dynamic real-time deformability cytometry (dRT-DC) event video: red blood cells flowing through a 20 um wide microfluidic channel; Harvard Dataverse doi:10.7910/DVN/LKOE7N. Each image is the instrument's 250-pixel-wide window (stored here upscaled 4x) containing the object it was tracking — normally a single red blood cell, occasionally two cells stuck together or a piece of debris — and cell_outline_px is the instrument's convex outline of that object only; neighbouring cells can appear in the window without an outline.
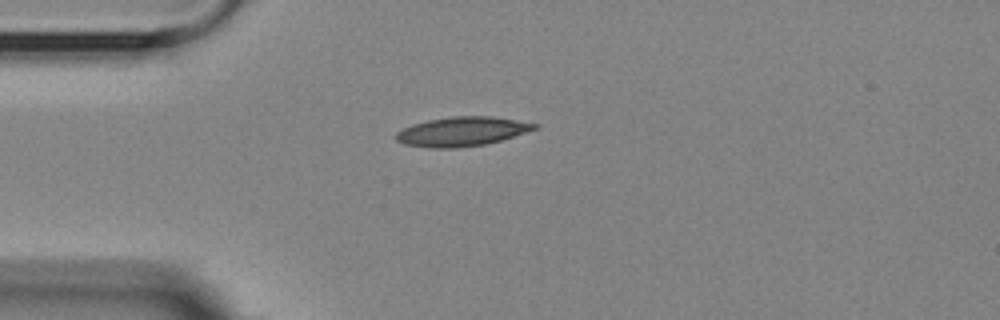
{"species": "Egyptian fruit bat (a non-hibernating species)", "species_latin": "Rousettus aegyptiacus", "temperature_condition": "room temperature", "stored_images_in_passage": 5, "camera_frame_rate_fps": 3000, "um_per_image_px": 0.085, "animal": {"sex": "female"}, "frame": {"image": 1, "passage_image": 1, "time_ms": 0.0, "image_size_px": [1000, 320], "cell_outline_px": [[540, 128], [500, 140], [484, 144], [452, 148], [432, 148], [404, 144], [396, 140], [396, 132], [412, 124], [428, 120], [452, 116], [492, 116], [540, 124]], "centroid_in_image_um": [39.28, 11.17], "position_along_channel_um": 45.7, "area_um2": 23.52}}
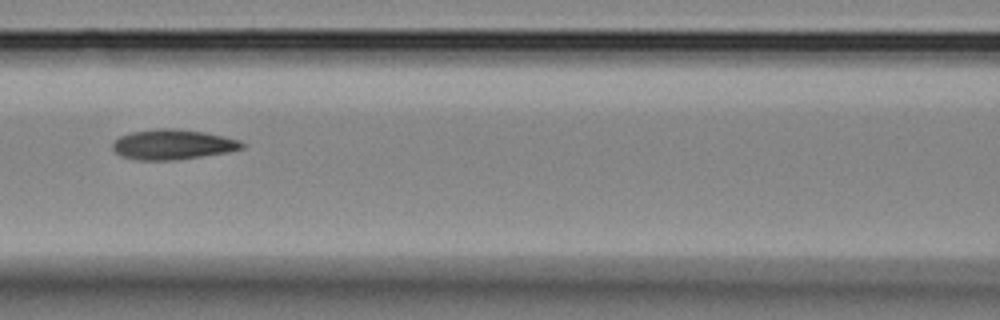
{"frame": {"image": 2, "passage_image": 4, "time_ms": 3.333, "image_size_px": [1000, 320], "cell_outline_px": [[244, 148], [228, 152], [176, 160], [140, 160], [120, 156], [112, 148], [112, 140], [120, 136], [132, 132], [156, 128], [176, 128], [204, 132], [224, 136], [240, 140], [244, 144]], "centroid_in_image_um": [14.67, 12.27], "position_along_channel_um": 151.9, "area_um2": 22.83}}
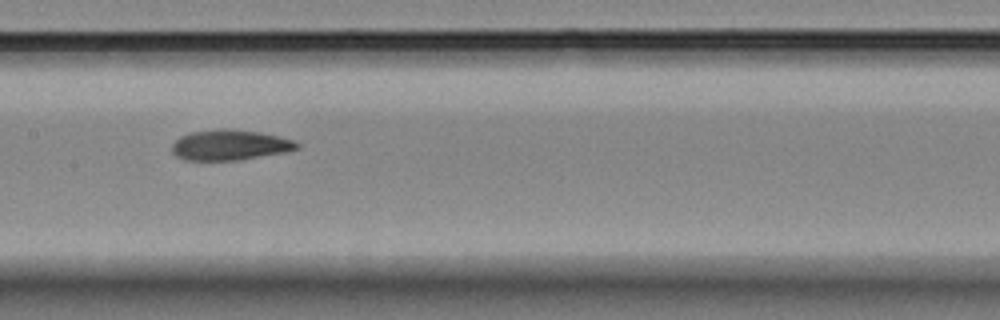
{"frame": {"image": 3, "passage_image": 5, "time_ms": 4.333, "image_size_px": [1000, 320], "cell_outline_px": [[300, 148], [288, 152], [240, 160], [184, 160], [176, 156], [172, 152], [172, 144], [180, 136], [188, 132], [220, 128], [228, 128], [260, 132], [296, 140], [300, 144]], "centroid_in_image_um": [19.57, 12.32], "position_along_channel_um": 187.8, "area_um2": 22.6}}